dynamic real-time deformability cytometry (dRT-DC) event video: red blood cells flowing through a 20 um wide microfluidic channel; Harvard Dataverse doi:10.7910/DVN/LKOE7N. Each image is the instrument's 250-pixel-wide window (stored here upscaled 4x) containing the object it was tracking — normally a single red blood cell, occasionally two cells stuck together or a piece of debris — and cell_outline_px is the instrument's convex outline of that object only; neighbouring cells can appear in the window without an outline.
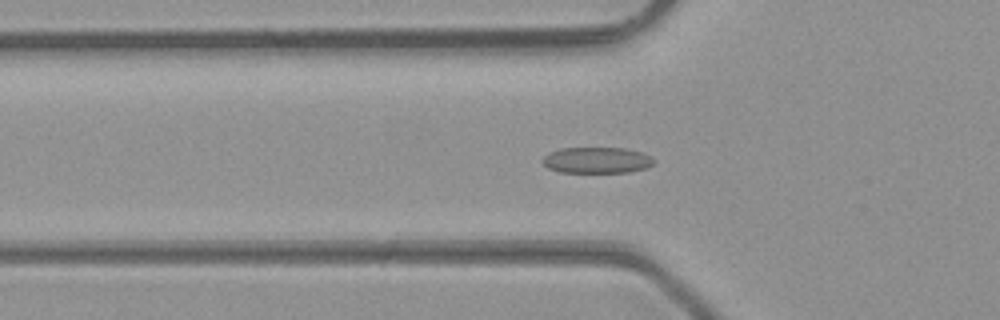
{"species": "common noctule bat (a hibernating species)", "species_latin": "Nyctalus noctula", "temperature_condition": "room temperature", "stored_images_in_passage": 47, "camera_frame_rate_fps": 3000, "um_per_image_px": 0.085, "animal": {"sex": "male", "body_mass_g": 23.1, "forearm_length_mm": 52.7}, "frame": {"image": 1, "passage_image": 16, "time_ms": 5.0, "image_size_px": [1000, 320], "cell_outline_px": [[656, 160], [648, 168], [628, 172], [560, 172], [548, 168], [544, 164], [544, 156], [560, 148], [624, 148], [640, 152]], "centroid_in_image_um": [50.75, 13.62], "position_along_channel_um": 75.0, "area_um2": 16.7}}
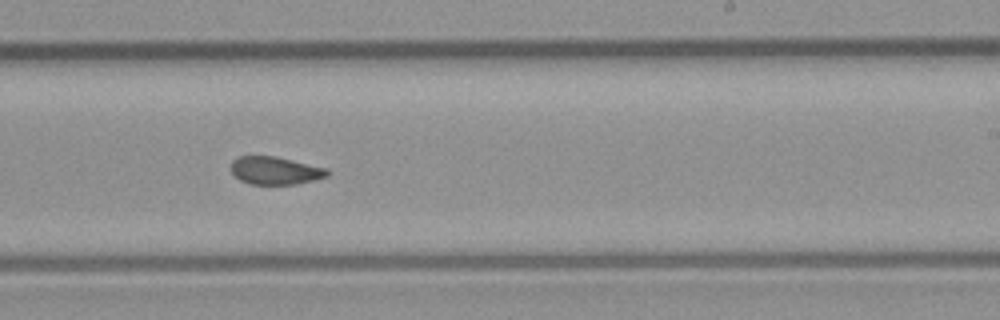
{"frame": {"image": 2, "passage_image": 29, "time_ms": 9.333, "image_size_px": [1000, 320], "cell_outline_px": [[328, 176], [296, 184], [248, 184], [240, 180], [232, 172], [232, 160], [240, 156], [276, 156], [328, 168]], "centroid_in_image_um": [23.4, 14.49], "position_along_channel_um": 265.6, "area_um2": 15.55}}
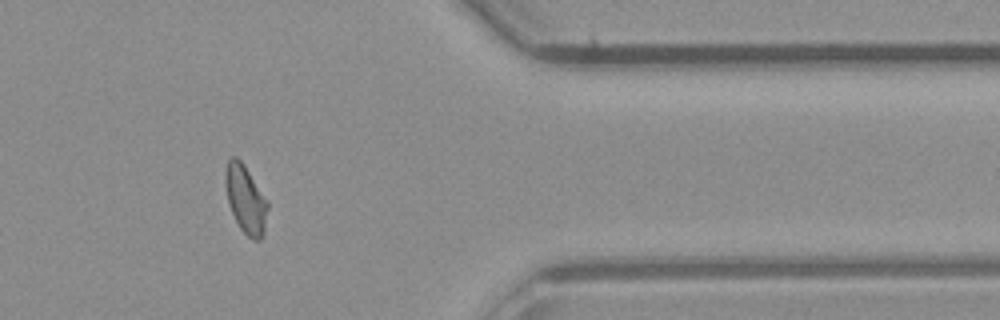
{"frame": {"image": 3, "passage_image": 39, "time_ms": 12.667, "image_size_px": [1000, 320], "cell_outline_px": [[268, 208], [264, 232], [260, 240], [252, 240], [240, 228], [228, 204], [224, 180], [224, 176], [228, 160], [232, 156], [236, 156], [244, 164], [268, 200]], "centroid_in_image_um": [20.88, 16.92], "position_along_channel_um": 390.5, "area_um2": 16.88}, "authors_computed_cell_mechanics": {"area_um2": 16.5886, "velocity_mm_per_s": 4.3771, "shape_relaxation_time_tau1_ms": null, "shape_relaxation_time_tau2_ms": 1.5867, "deformation_change_tau1": null, "deformation_change_tau2": 0.0712}}